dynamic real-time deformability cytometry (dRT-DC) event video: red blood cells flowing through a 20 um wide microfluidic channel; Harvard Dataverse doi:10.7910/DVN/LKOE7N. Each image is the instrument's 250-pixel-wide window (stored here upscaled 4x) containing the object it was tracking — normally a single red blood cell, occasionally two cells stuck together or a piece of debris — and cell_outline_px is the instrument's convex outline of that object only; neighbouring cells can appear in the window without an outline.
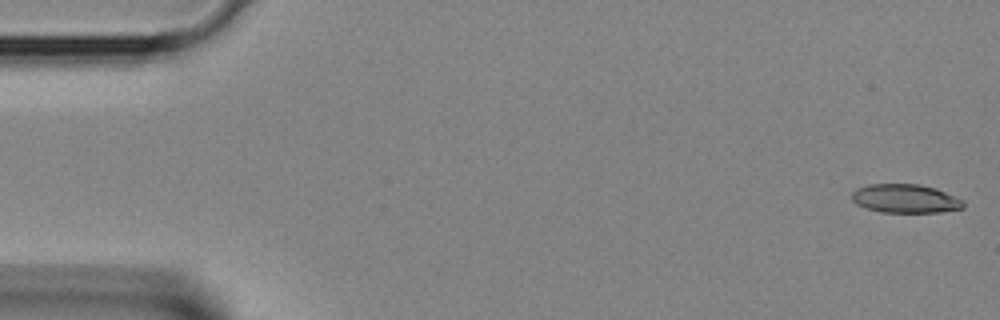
{"species": "Egyptian fruit bat (a non-hibernating species)", "species_latin": "Rousettus aegyptiacus", "temperature_condition": "room temperature", "stored_images_in_passage": 11, "camera_frame_rate_fps": 3000, "um_per_image_px": 0.085, "animal": {"sex": "female"}, "frame": {"image": 1, "passage_image": 1, "time_ms": 0.0, "image_size_px": [1000, 320], "cell_outline_px": [[964, 208], [940, 212], [880, 212], [864, 208], [856, 204], [852, 200], [852, 192], [856, 188], [868, 184], [920, 184], [936, 188], [964, 200]], "centroid_in_image_um": [76.94, 16.88], "position_along_channel_um": 8.1, "area_um2": 18.84}}
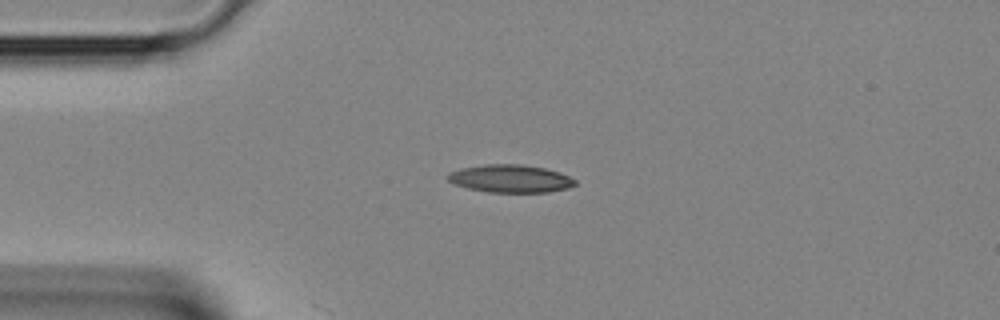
{"frame": {"image": 2, "passage_image": 9, "time_ms": 2.667, "image_size_px": [1000, 320], "cell_outline_px": [[576, 184], [568, 188], [548, 192], [488, 192], [468, 188], [456, 184], [448, 180], [444, 176], [448, 172], [460, 168], [484, 164], [520, 164], [544, 168], [560, 172], [576, 180]], "centroid_in_image_um": [43.35, 15.17], "position_along_channel_um": 41.6, "area_um2": 20.69}}